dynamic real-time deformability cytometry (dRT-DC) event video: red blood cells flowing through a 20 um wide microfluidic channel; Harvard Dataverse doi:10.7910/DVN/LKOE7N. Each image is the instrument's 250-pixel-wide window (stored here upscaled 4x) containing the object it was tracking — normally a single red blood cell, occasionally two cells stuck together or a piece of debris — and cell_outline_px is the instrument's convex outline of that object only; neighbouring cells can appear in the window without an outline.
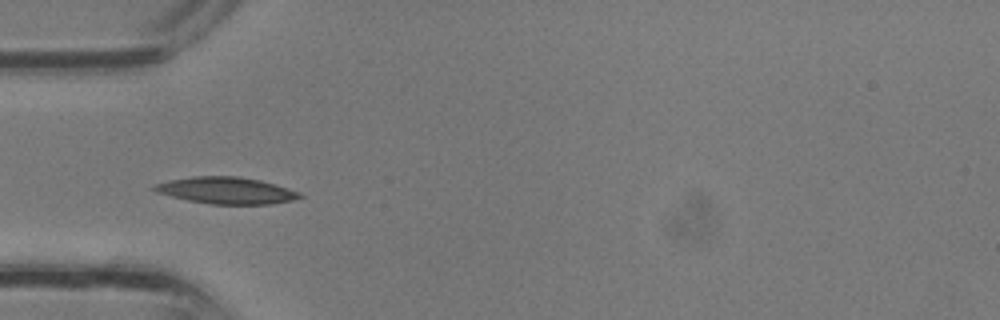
{"species": "common noctule bat (a hibernating species)", "species_latin": "Nyctalus noctula", "temperature_condition": "room temperature", "stored_images_in_passage": 23, "camera_frame_rate_fps": 3000, "um_per_image_px": 0.085, "animal": {"sex": "male", "body_mass_g": 13.3}, "frame": {"image": 1, "passage_image": 1, "time_ms": 0.0, "image_size_px": [1000, 320], "cell_outline_px": [[304, 196], [292, 200], [272, 204], [208, 204], [188, 200], [156, 192], [152, 188], [156, 184], [168, 180], [192, 176], [240, 176], [260, 180], [300, 192]], "centroid_in_image_um": [19.23, 16.19], "position_along_channel_um": 65.8, "area_um2": 22.54}}
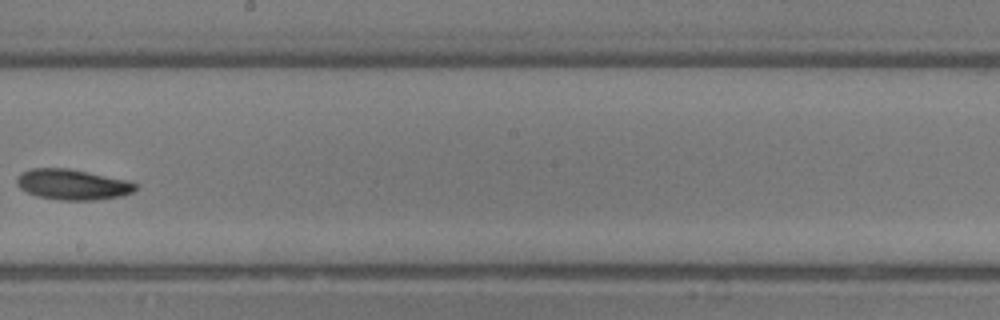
{"frame": {"image": 2, "passage_image": 10, "time_ms": 3.0, "image_size_px": [1000, 320], "cell_outline_px": [[136, 188], [132, 192], [124, 196], [96, 200], [60, 200], [36, 196], [20, 188], [16, 184], [16, 176], [20, 172], [32, 168], [68, 168], [132, 180], [136, 184]], "centroid_in_image_um": [6.18, 15.67], "position_along_channel_um": 242.0, "area_um2": 21.5}}
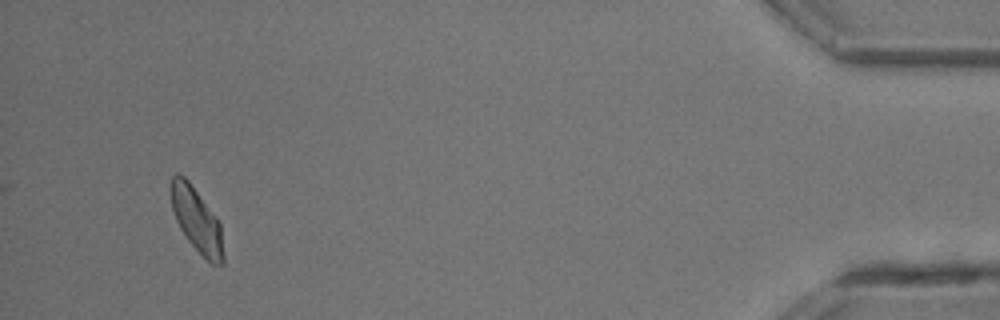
{"frame": {"image": 3, "passage_image": 23, "time_ms": 7.333, "image_size_px": [1000, 320], "cell_outline_px": [[224, 264], [212, 264], [188, 240], [180, 228], [176, 220], [172, 208], [172, 176], [176, 172], [184, 176], [188, 180], [220, 224], [224, 256]], "centroid_in_image_um": [16.72, 18.72], "position_along_channel_um": 418.5, "area_um2": 18.9}}